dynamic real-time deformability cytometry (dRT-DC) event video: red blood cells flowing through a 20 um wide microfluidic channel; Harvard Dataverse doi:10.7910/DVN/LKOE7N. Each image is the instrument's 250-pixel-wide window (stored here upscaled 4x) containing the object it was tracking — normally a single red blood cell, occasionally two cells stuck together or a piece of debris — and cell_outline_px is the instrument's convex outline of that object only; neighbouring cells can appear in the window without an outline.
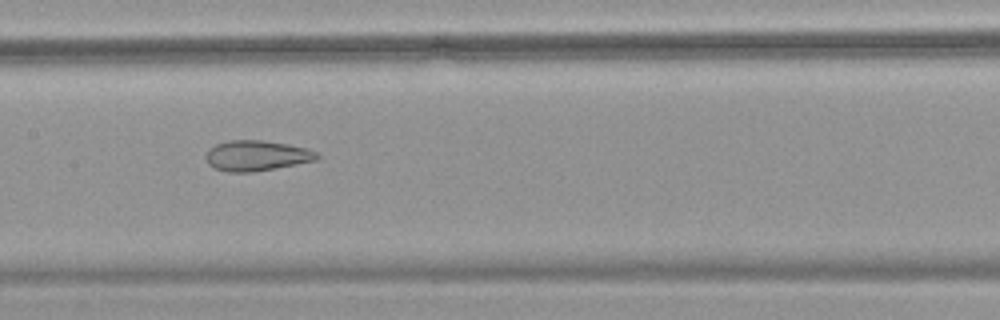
{"species": "common noctule bat (a hibernating species)", "species_latin": "Nyctalus noctula", "temperature_condition": "warm", "stored_images_in_passage": 41, "camera_frame_rate_fps": 3000, "um_per_image_px": 0.085, "animal": {"sex": "female", "body_mass_g": 18.4}, "frame": {"image": 1, "passage_image": 17, "time_ms": 5.333, "image_size_px": [1000, 320], "cell_outline_px": [[320, 160], [276, 168], [252, 172], [228, 172], [212, 168], [208, 164], [208, 148], [216, 144], [228, 140], [264, 140], [288, 144], [308, 148], [316, 152], [320, 156]], "centroid_in_image_um": [21.85, 13.23], "position_along_channel_um": 185.5, "area_um2": 19.88}}
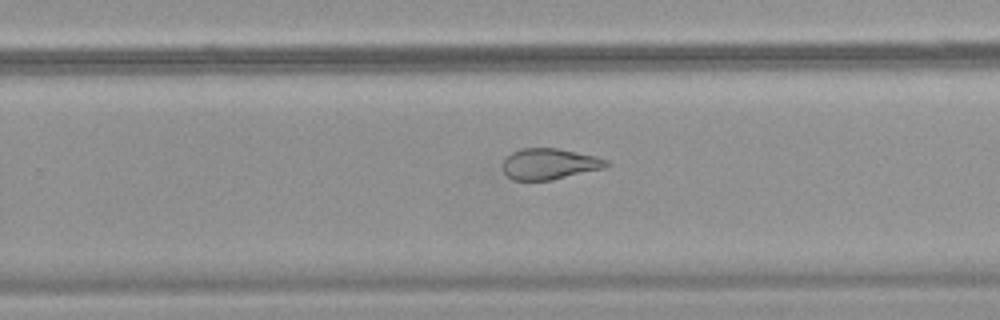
{"frame": {"image": 2, "passage_image": 24, "time_ms": 7.667, "image_size_px": [1000, 320], "cell_outline_px": [[612, 164], [604, 168], [552, 180], [512, 180], [504, 172], [504, 160], [512, 152], [520, 148], [556, 148], [596, 156], [608, 160]], "centroid_in_image_um": [46.73, 13.93], "position_along_channel_um": 283.1, "area_um2": 18.67}}
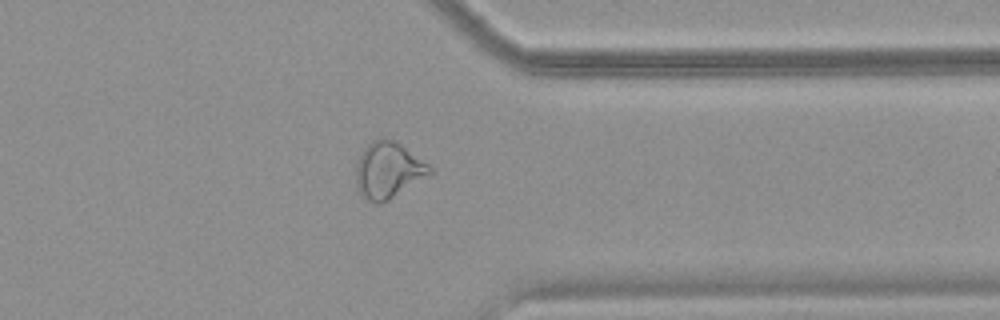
{"frame": {"image": 3, "passage_image": 31, "time_ms": 10.0, "image_size_px": [1000, 320], "cell_outline_px": [[432, 172], [388, 200], [380, 204], [368, 200], [356, 188], [356, 164], [360, 152], [372, 140], [380, 136], [384, 136], [400, 144], [428, 164], [432, 168]], "centroid_in_image_um": [32.94, 14.43], "position_along_channel_um": 378.5, "area_um2": 23.87}}